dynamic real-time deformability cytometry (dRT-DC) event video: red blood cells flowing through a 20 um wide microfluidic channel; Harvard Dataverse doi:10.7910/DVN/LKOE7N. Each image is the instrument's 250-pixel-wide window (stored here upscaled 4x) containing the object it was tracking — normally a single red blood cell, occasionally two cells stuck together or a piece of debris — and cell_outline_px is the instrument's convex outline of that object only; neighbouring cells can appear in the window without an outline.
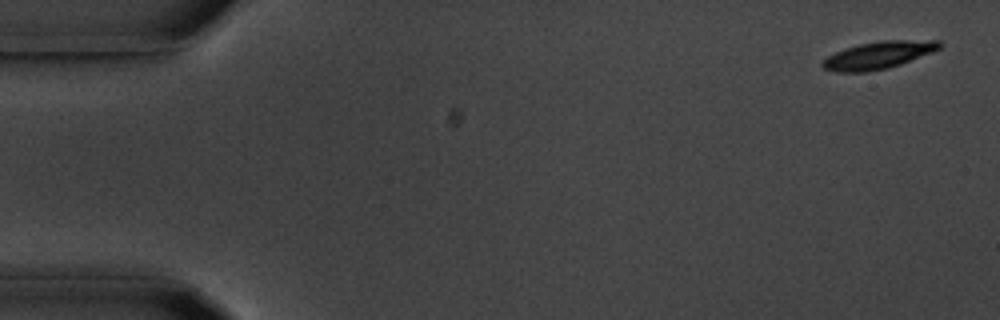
{"species": "common noctule bat (a hibernating species)", "species_latin": "Nyctalus noctula", "temperature_condition": "room temperature", "stored_images_in_passage": 53, "camera_frame_rate_fps": 3000, "um_per_image_px": 0.085, "animal": {"sex": "male", "body_mass_g": 20.1, "forearm_length_mm": 53.5}, "frame": {"image": 1, "passage_image": 1, "time_ms": 0.0, "image_size_px": [1000, 320], "cell_outline_px": [[944, 44], [940, 48], [932, 52], [900, 64], [888, 68], [868, 72], [836, 72], [824, 68], [820, 64], [828, 56], [844, 48], [860, 44], [884, 40], [940, 40]], "centroid_in_image_um": [74.68, 4.68], "position_along_channel_um": 10.3, "area_um2": 18.61}}
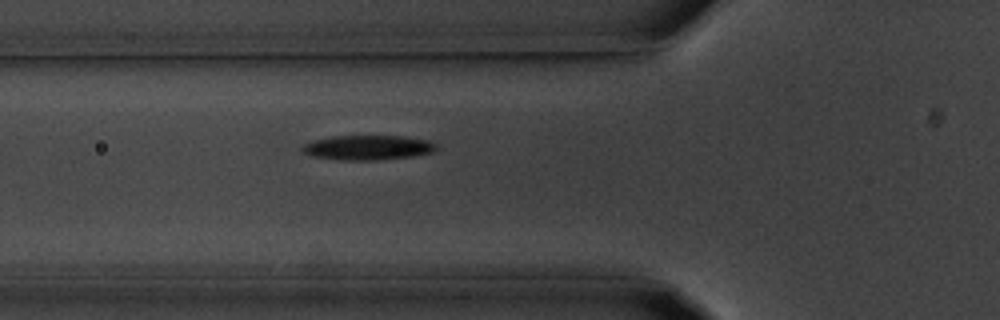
{"frame": {"image": 2, "passage_image": 18, "time_ms": 5.667, "image_size_px": [1000, 320], "cell_outline_px": [[440, 148], [432, 152], [412, 156], [380, 160], [348, 160], [308, 156], [300, 152], [300, 148], [304, 144], [312, 140], [332, 136], [404, 136], [428, 140], [436, 144]], "centroid_in_image_um": [31.23, 12.54], "position_along_channel_um": 94.6, "area_um2": 19.54}}
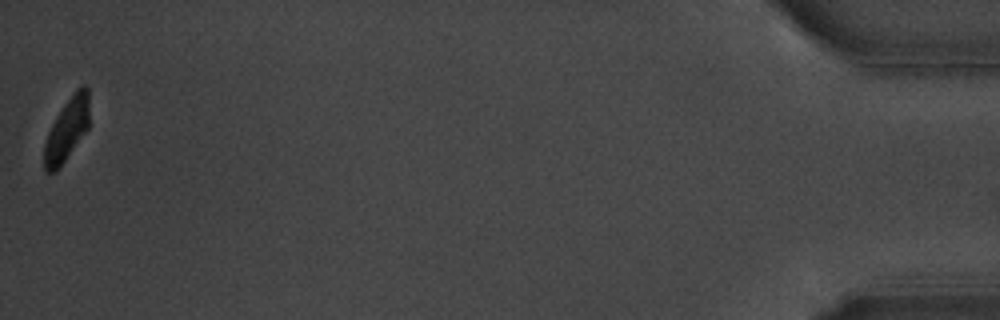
{"frame": {"image": 3, "passage_image": 53, "time_ms": 17.333, "image_size_px": [1000, 320], "cell_outline_px": [[88, 128], [56, 172], [44, 172], [44, 144], [48, 132], [56, 116], [64, 104], [76, 88], [84, 84], [88, 88]], "centroid_in_image_um": [5.67, 11.01], "position_along_channel_um": 429.5, "area_um2": 16.3}, "authors_computed_cell_mechanics": {"area_um2": 18.9584, "velocity_mm_per_s": 3.6793, "shape_relaxation_time_tau1_ms": 2.234, "shape_relaxation_time_tau2_ms": null, "deformation_change_tau1": 0.1317, "deformation_change_tau2": null}}